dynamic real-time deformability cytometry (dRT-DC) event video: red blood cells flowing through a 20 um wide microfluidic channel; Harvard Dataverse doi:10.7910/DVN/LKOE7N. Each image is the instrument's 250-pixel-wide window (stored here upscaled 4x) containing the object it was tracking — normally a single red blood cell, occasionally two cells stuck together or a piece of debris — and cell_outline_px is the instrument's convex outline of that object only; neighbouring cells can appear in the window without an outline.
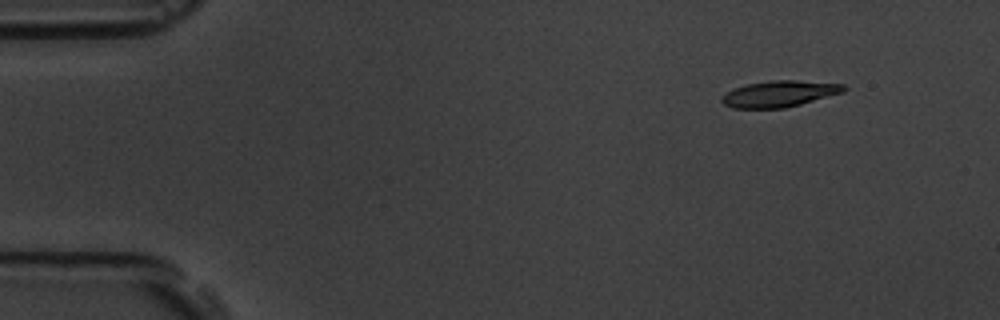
{"species": "common noctule bat (a hibernating species)", "species_latin": "Nyctalus noctula", "temperature_condition": "room temperature", "stored_images_in_passage": 6, "camera_frame_rate_fps": 3000, "um_per_image_px": 0.085, "animal": {"sex": "male", "body_mass_g": 19.5, "forearm_length_mm": 54.6}, "frame": {"image": 1, "passage_image": 2, "time_ms": 1.0, "image_size_px": [1000, 320], "cell_outline_px": [[848, 88], [844, 92], [800, 104], [784, 108], [732, 108], [724, 104], [720, 100], [720, 96], [732, 88], [748, 84], [772, 80], [796, 80], [844, 84]], "centroid_in_image_um": [66.22, 7.97], "position_along_channel_um": 18.8, "area_um2": 18.73}}
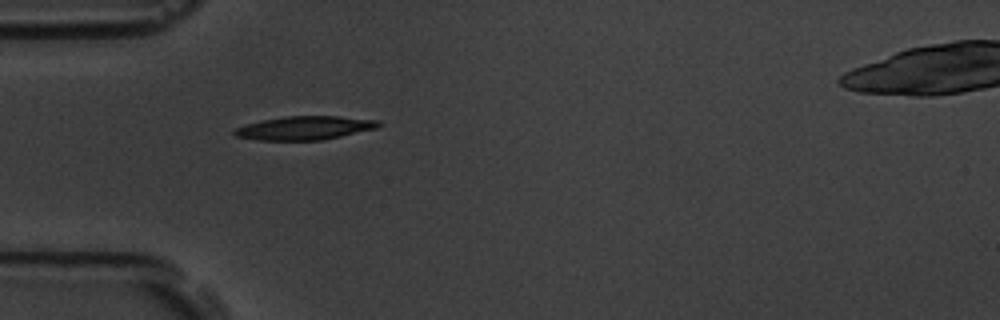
{"frame": {"image": 2, "passage_image": 5, "time_ms": 4.667, "image_size_px": [1000, 320], "cell_outline_px": [[380, 124], [376, 128], [340, 136], [320, 140], [256, 140], [236, 136], [232, 132], [236, 128], [260, 120], [284, 116], [336, 116], [380, 120]], "centroid_in_image_um": [25.87, 10.87], "position_along_channel_um": 59.1, "area_um2": 19.65}}